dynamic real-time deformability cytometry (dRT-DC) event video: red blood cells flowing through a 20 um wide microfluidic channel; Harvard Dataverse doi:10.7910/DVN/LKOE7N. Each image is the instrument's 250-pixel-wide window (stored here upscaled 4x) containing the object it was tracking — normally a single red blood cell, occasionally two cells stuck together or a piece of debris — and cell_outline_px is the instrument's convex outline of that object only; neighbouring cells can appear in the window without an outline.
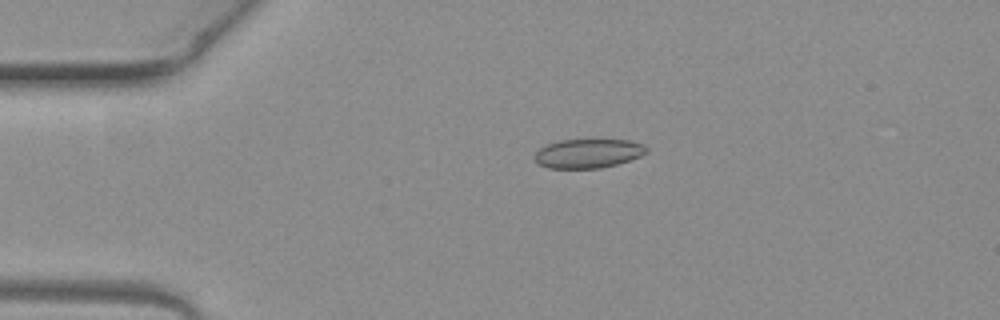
{"species": "common noctule bat (a hibernating species)", "species_latin": "Nyctalus noctula", "temperature_condition": "warm", "stored_images_in_passage": 4, "camera_frame_rate_fps": 3000, "um_per_image_px": 0.085, "animal": {"sex": "female", "body_mass_g": 19.3, "forearm_length_mm": 54.1}, "frame": {"image": 1, "passage_image": 3, "time_ms": 0.667, "image_size_px": [1000, 320], "cell_outline_px": [[648, 152], [640, 156], [616, 164], [600, 168], [548, 168], [536, 164], [532, 156], [544, 144], [560, 140], [628, 140], [644, 144], [648, 148]], "centroid_in_image_um": [49.94, 13.04], "position_along_channel_um": 35.1, "area_um2": 19.13}}